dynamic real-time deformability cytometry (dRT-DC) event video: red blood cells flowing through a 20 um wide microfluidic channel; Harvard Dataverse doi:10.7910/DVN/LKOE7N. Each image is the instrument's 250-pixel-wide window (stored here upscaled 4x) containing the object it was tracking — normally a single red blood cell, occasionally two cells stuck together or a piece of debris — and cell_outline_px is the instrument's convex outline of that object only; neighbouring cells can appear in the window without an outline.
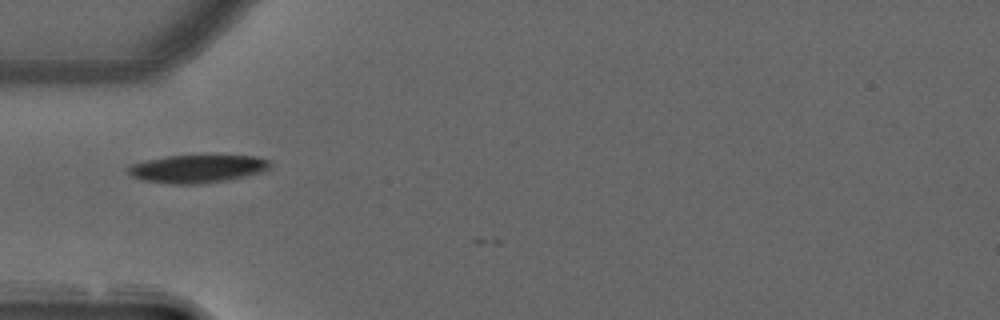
{"species": "common noctule bat (a hibernating species)", "species_latin": "Nyctalus noctula", "temperature_condition": "warm", "stored_images_in_passage": 3, "camera_frame_rate_fps": 3000, "um_per_image_px": 0.085, "animal": {"sex": "male", "forearm_length_mm": 52.5}, "frame": {"image": 1, "passage_image": 2, "time_ms": 0.333, "image_size_px": [1000, 320], "cell_outline_px": [[272, 164], [268, 168], [260, 172], [244, 176], [224, 180], [196, 184], [172, 184], [140, 180], [132, 176], [128, 172], [128, 168], [132, 164], [148, 160], [168, 156], [256, 156], [268, 160]], "centroid_in_image_um": [16.75, 14.35], "position_along_channel_um": 68.3, "area_um2": 22.66}}